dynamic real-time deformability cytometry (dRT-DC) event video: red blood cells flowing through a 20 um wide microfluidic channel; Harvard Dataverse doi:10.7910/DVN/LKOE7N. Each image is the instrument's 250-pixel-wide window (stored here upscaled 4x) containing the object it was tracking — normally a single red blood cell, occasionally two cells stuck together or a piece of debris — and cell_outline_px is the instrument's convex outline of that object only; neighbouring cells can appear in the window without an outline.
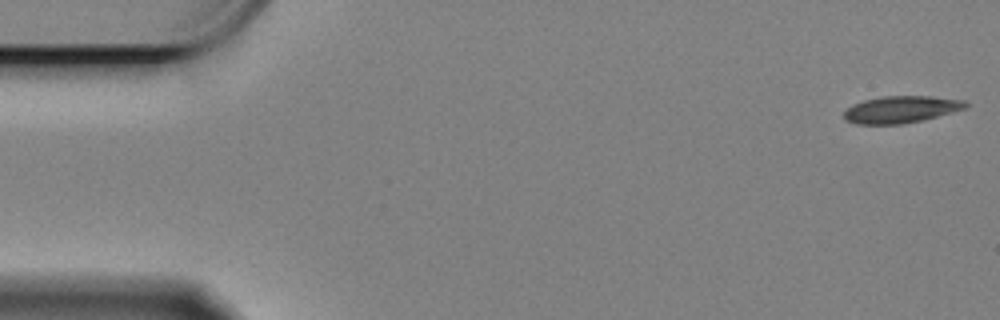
{"species": "Egyptian fruit bat (a non-hibernating species)", "species_latin": "Rousettus aegyptiacus", "temperature_condition": "cold", "stored_images_in_passage": 59, "camera_frame_rate_fps": 3000, "um_per_image_px": 0.085, "animal": {"sex": "female"}, "frame": {"image": 1, "passage_image": 1, "time_ms": 0.0, "image_size_px": [1000, 320], "cell_outline_px": [[968, 104], [964, 108], [952, 112], [924, 120], [904, 124], [856, 124], [844, 120], [844, 112], [852, 104], [864, 100], [884, 96], [928, 96], [964, 100]], "centroid_in_image_um": [76.56, 9.31], "position_along_channel_um": 8.4, "area_um2": 19.07}}
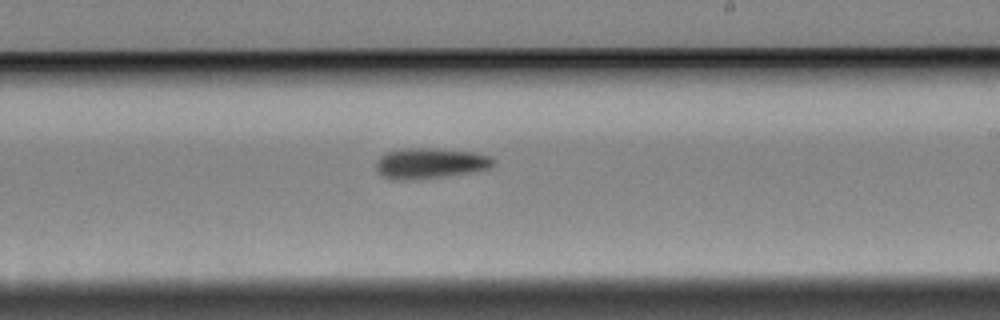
{"frame": {"image": 2, "passage_image": 34, "time_ms": 11.0, "image_size_px": [1000, 320], "cell_outline_px": [[496, 160], [492, 164], [484, 168], [464, 172], [440, 176], [404, 180], [384, 176], [376, 168], [376, 160], [384, 152], [400, 148], [436, 148], [472, 152], [488, 156]], "centroid_in_image_um": [36.46, 13.83], "position_along_channel_um": 252.5, "area_um2": 20.17}}
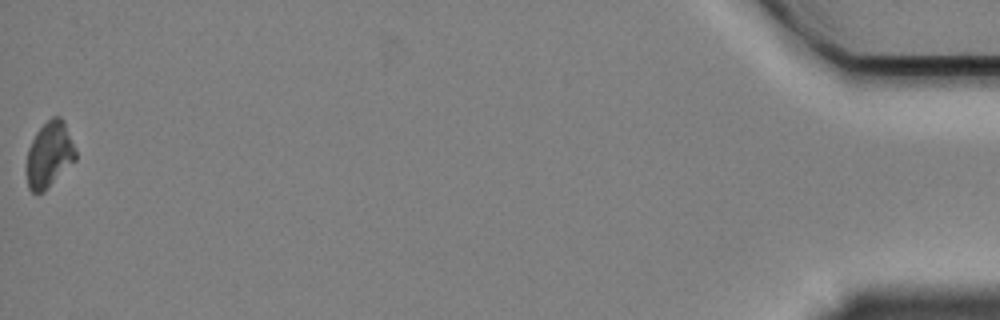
{"frame": {"image": 3, "passage_image": 59, "time_ms": 19.333, "image_size_px": [1000, 320], "cell_outline_px": [[76, 160], [40, 192], [32, 192], [28, 188], [28, 148], [36, 132], [52, 116], [60, 116], [64, 120], [76, 148]], "centroid_in_image_um": [4.23, 13.06], "position_along_channel_um": 431.0, "area_um2": 18.21}, "authors_computed_cell_mechanics": {"area_um2": 19.363, "velocity_mm_per_s": 3.3219, "shape_relaxation_time_tau1_ms": 10.2857, "shape_relaxation_time_tau2_ms": null, "deformation_change_tau1": 0.1667, "deformation_change_tau2": null}}